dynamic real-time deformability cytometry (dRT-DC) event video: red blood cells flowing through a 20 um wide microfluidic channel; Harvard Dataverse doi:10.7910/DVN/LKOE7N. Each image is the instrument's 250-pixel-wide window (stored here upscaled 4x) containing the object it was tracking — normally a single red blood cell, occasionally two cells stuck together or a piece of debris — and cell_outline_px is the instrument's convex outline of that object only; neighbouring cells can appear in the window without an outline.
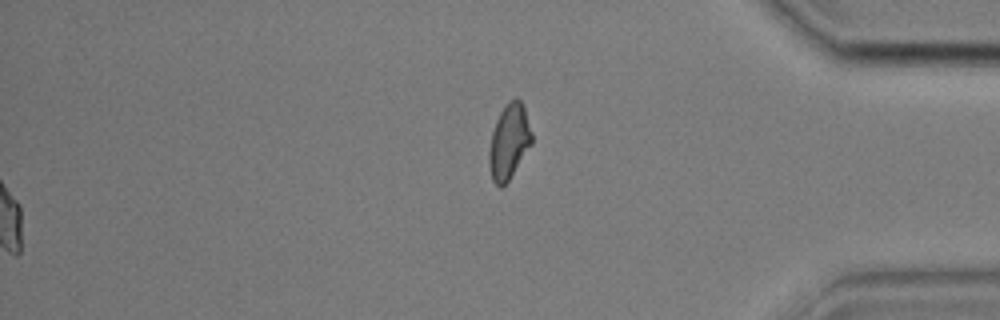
{"species": "common noctule bat (a hibernating species)", "species_latin": "Nyctalus noctula", "temperature_condition": "cold", "stored_images_in_passage": 57, "segment_of_instrument_passage": [2, 2], "camera_frame_rate_fps": 3000, "um_per_image_px": 0.085, "animal": {"sex": "male", "body_mass_g": 17.9, "forearm_length_mm": 54.2}, "frame": {"image": 1, "passage_image": 57, "time_ms": 18.667, "image_size_px": [1000, 320], "cell_outline_px": [[532, 144], [508, 180], [500, 188], [492, 180], [488, 164], [488, 152], [492, 132], [496, 120], [500, 112], [508, 100], [520, 100], [524, 108], [532, 132]], "centroid_in_image_um": [43.25, 12.05], "position_along_channel_um": 392.0, "area_um2": 18.5}}